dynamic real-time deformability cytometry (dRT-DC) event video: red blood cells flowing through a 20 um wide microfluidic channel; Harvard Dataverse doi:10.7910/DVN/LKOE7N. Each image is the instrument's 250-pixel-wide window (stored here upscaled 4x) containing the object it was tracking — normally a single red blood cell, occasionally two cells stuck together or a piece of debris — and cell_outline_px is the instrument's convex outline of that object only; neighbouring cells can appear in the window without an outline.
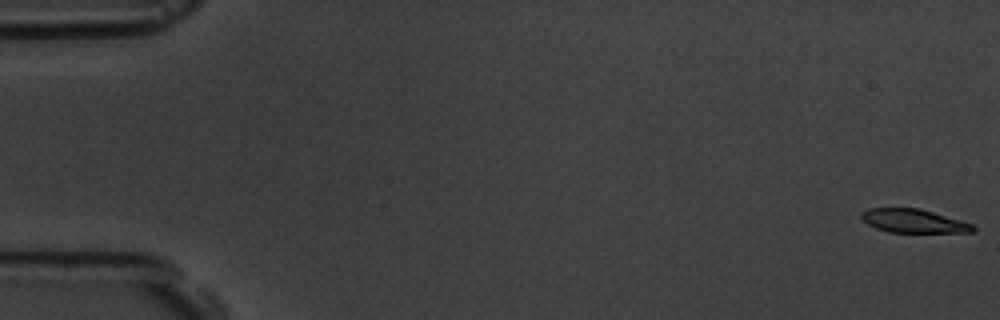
{"species": "common noctule bat (a hibernating species)", "species_latin": "Nyctalus noctula", "temperature_condition": "room temperature", "stored_images_in_passage": 56, "camera_frame_rate_fps": 3000, "um_per_image_px": 0.085, "animal": {"sex": "male", "body_mass_g": 19.5, "forearm_length_mm": 54.6}, "frame": {"image": 1, "passage_image": 1, "time_ms": 0.0, "image_size_px": [1000, 320], "cell_outline_px": [[976, 228], [972, 232], [888, 232], [876, 228], [860, 220], [860, 212], [868, 208], [920, 208], [960, 220], [972, 224]], "centroid_in_image_um": [77.59, 18.77], "position_along_channel_um": 7.4, "area_um2": 15.37}}
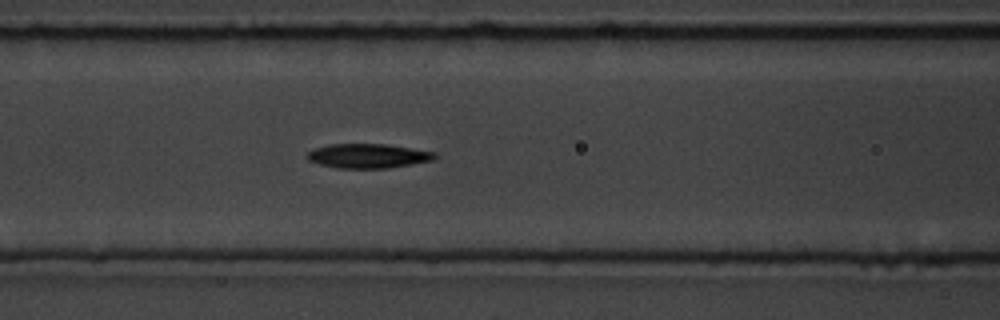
{"frame": {"image": 2, "passage_image": 24, "time_ms": 7.667, "image_size_px": [1000, 320], "cell_outline_px": [[436, 156], [432, 160], [412, 164], [388, 168], [336, 168], [320, 164], [308, 160], [304, 156], [308, 152], [316, 148], [328, 144], [388, 144], [436, 152]], "centroid_in_image_um": [31.26, 13.25], "position_along_channel_um": 135.3, "area_um2": 18.15}}
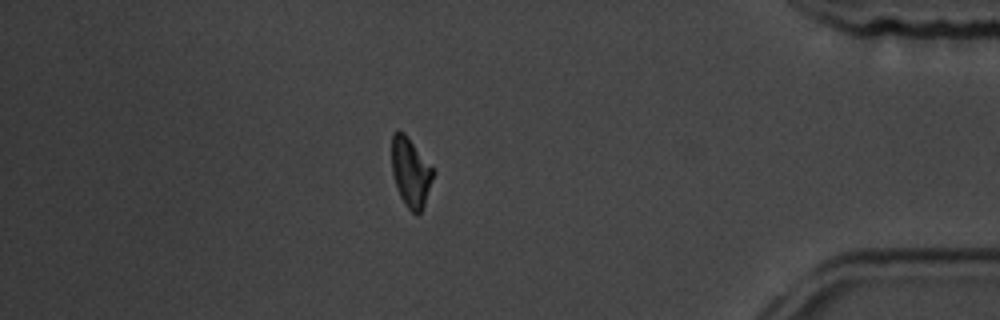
{"frame": {"image": 3, "passage_image": 49, "time_ms": 16.0, "image_size_px": [1000, 320], "cell_outline_px": [[436, 172], [424, 204], [420, 212], [416, 216], [404, 204], [400, 196], [392, 172], [392, 132], [404, 132], [408, 136]], "centroid_in_image_um": [34.92, 14.65], "position_along_channel_um": 400.3, "area_um2": 16.65}, "authors_computed_cell_mechanics": {"area_um2": 17.3978, "velocity_mm_per_s": 3.642, "shape_relaxation_time_tau1_ms": 3.7941, "shape_relaxation_time_tau2_ms": null, "deformation_change_tau1": 0.1268, "deformation_change_tau2": null}}